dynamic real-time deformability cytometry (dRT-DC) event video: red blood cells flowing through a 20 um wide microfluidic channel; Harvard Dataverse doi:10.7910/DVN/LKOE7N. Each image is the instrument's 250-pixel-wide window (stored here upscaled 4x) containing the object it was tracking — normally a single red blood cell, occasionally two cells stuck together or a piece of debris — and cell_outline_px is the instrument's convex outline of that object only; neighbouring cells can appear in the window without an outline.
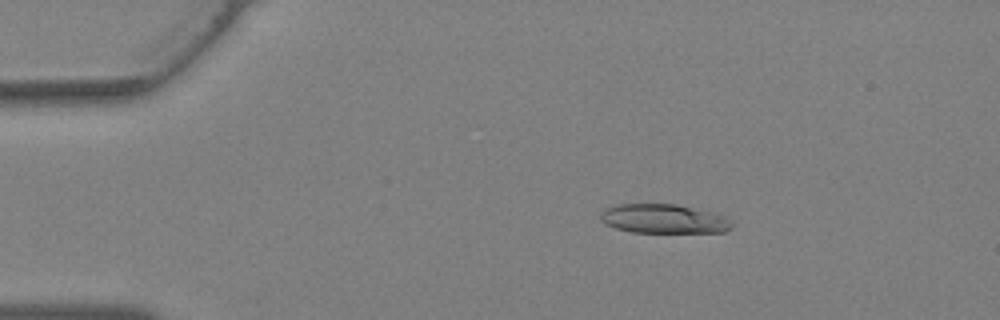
{"species": "Egyptian fruit bat (a non-hibernating species)", "species_latin": "Rousettus aegyptiacus", "temperature_condition": "warm", "stored_images_in_passage": 38, "camera_frame_rate_fps": 3000, "um_per_image_px": 0.085, "animal": {"sex": "female"}, "frame": {"image": 1, "passage_image": 6, "time_ms": 1.667, "image_size_px": [1000, 320], "cell_outline_px": [[732, 228], [724, 232], [632, 232], [616, 228], [604, 224], [600, 220], [600, 212], [604, 208], [616, 204], [676, 204], [712, 212], [724, 216], [732, 220]], "centroid_in_image_um": [56.39, 18.59], "position_along_channel_um": 28.6, "area_um2": 22.48}}
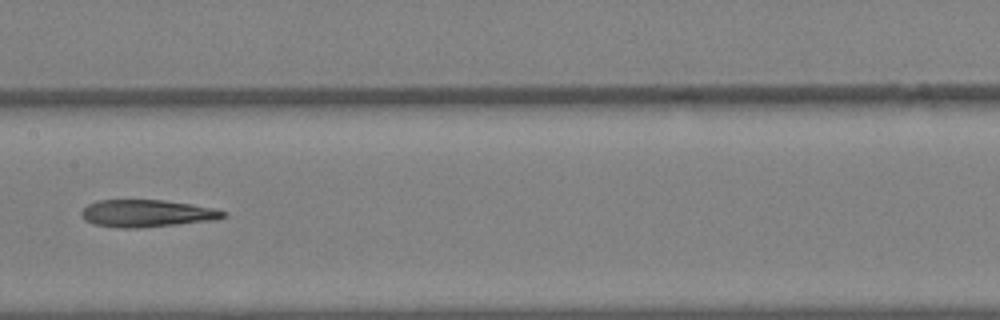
{"frame": {"image": 2, "passage_image": 19, "time_ms": 6.0, "image_size_px": [1000, 320], "cell_outline_px": [[224, 216], [220, 220], [136, 228], [116, 228], [96, 224], [84, 220], [80, 212], [88, 204], [96, 200], [164, 200], [192, 204], [216, 208], [224, 212]], "centroid_in_image_um": [12.49, 18.14], "position_along_channel_um": 194.9, "area_um2": 22.66}}
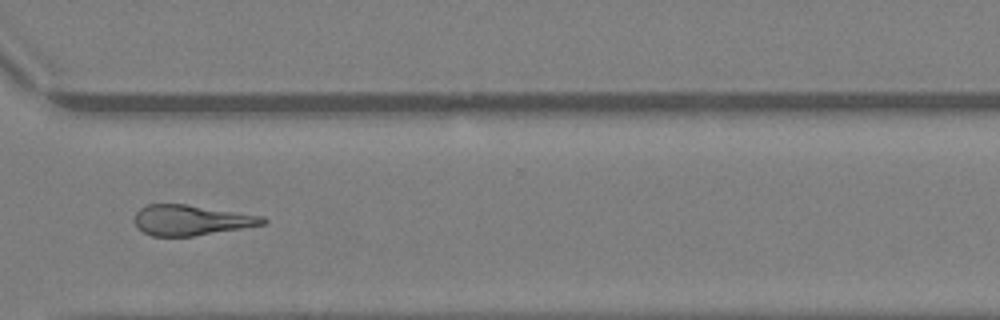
{"frame": {"image": 3, "passage_image": 28, "time_ms": 9.0, "image_size_px": [1000, 320], "cell_outline_px": [[268, 220], [264, 224], [192, 236], [152, 236], [136, 228], [136, 212], [140, 208], [148, 204], [184, 204], [264, 216]], "centroid_in_image_um": [16.23, 18.71], "position_along_channel_um": 354.4, "area_um2": 22.37}}